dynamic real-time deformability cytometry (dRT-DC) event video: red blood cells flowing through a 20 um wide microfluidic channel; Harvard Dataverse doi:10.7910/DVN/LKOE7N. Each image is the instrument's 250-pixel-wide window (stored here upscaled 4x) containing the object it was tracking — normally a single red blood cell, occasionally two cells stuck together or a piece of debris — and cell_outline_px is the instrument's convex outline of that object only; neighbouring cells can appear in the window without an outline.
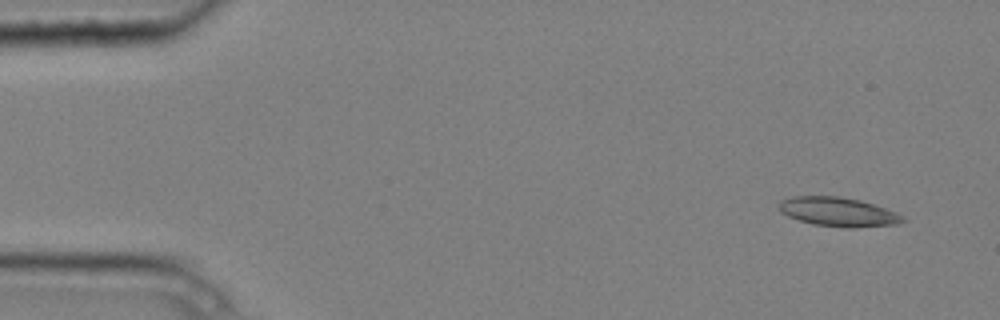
{"species": "common noctule bat (a hibernating species)", "species_latin": "Nyctalus noctula", "temperature_condition": "cold", "stored_images_in_passage": 6, "camera_frame_rate_fps": 3000, "um_per_image_px": 0.085, "animal": {"sex": "male", "body_mass_g": 20.4}, "frame": {"image": 1, "passage_image": 1, "time_ms": 0.0, "image_size_px": [1000, 320], "cell_outline_px": [[908, 220], [896, 224], [848, 228], [812, 224], [788, 216], [780, 212], [776, 204], [780, 200], [792, 196], [840, 196], [860, 200], [896, 212], [904, 216]], "centroid_in_image_um": [71.21, 18.0], "position_along_channel_um": 13.8, "area_um2": 21.1}}
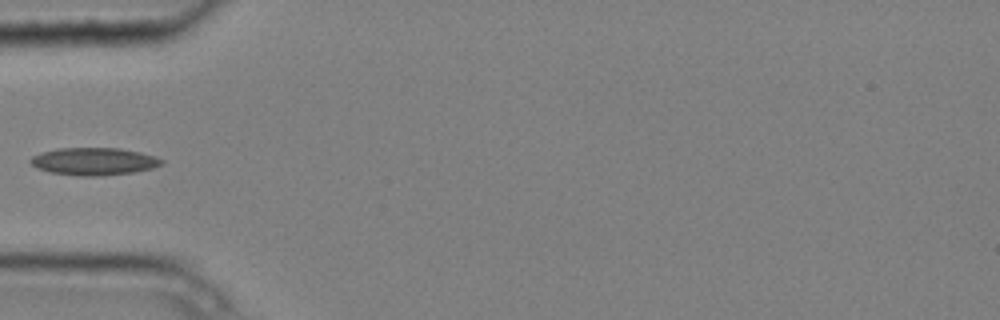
{"frame": {"image": 2, "passage_image": 5, "time_ms": 1.333, "image_size_px": [1000, 320], "cell_outline_px": [[164, 164], [152, 168], [132, 172], [100, 176], [80, 176], [48, 172], [36, 168], [28, 160], [32, 156], [40, 152], [56, 148], [120, 148], [140, 152], [156, 156], [164, 160]], "centroid_in_image_um": [7.96, 13.71], "position_along_channel_um": 77.0, "area_um2": 21.21}}
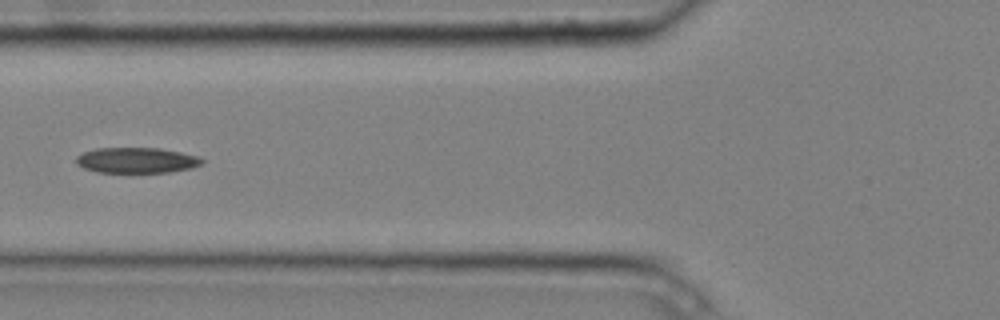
{"frame": {"image": 3, "passage_image": 6, "time_ms": 1.667, "image_size_px": [1000, 320], "cell_outline_px": [[204, 160], [200, 164], [192, 168], [168, 172], [96, 172], [84, 168], [76, 164], [76, 156], [84, 152], [96, 148], [160, 148], [200, 156]], "centroid_in_image_um": [11.61, 13.62], "position_along_channel_um": 114.2, "area_um2": 18.73}}